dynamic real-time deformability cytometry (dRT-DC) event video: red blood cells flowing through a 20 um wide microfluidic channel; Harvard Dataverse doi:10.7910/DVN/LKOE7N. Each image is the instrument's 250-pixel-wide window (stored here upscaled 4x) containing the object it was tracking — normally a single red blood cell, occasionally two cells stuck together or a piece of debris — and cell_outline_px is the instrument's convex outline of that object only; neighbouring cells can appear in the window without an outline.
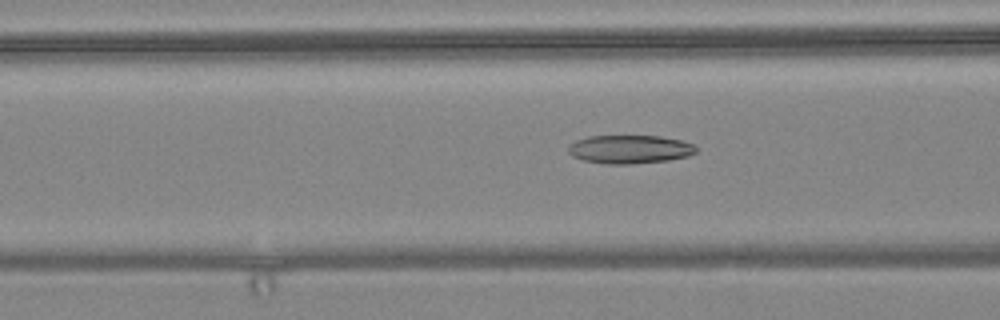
{"species": "common noctule bat (a hibernating species)", "species_latin": "Nyctalus noctula", "temperature_condition": "warm", "stored_images_in_passage": 57, "camera_frame_rate_fps": 3000, "um_per_image_px": 0.085, "animal": {"sex": "female", "body_mass_g": 24.6, "forearm_length_mm": 56.2}, "frame": {"image": 1, "passage_image": 22, "time_ms": 7.0, "image_size_px": [1000, 320], "cell_outline_px": [[696, 152], [688, 156], [668, 160], [632, 164], [604, 164], [584, 160], [572, 156], [568, 152], [568, 144], [576, 140], [588, 136], [660, 136], [680, 140], [692, 144], [696, 148]], "centroid_in_image_um": [53.49, 12.69], "position_along_channel_um": 113.1, "area_um2": 21.21}}
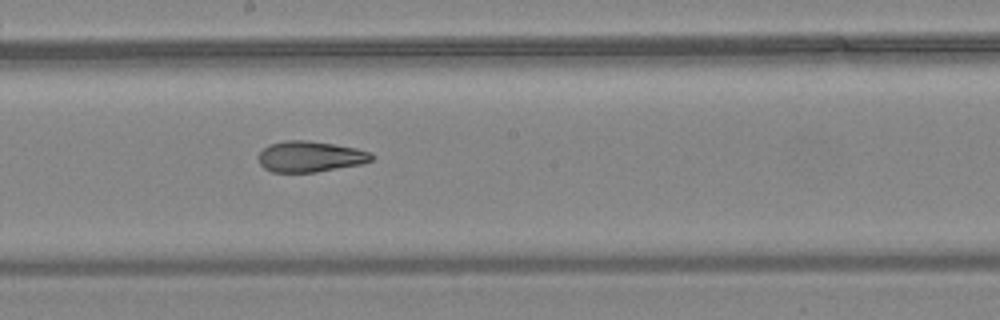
{"frame": {"image": 2, "passage_image": 31, "time_ms": 10.0, "image_size_px": [1000, 320], "cell_outline_px": [[376, 156], [372, 160], [364, 164], [316, 172], [272, 172], [264, 168], [260, 164], [260, 152], [268, 144], [284, 140], [308, 140], [356, 148], [372, 152]], "centroid_in_image_um": [26.41, 13.31], "position_along_channel_um": 221.8, "area_um2": 20.52}}
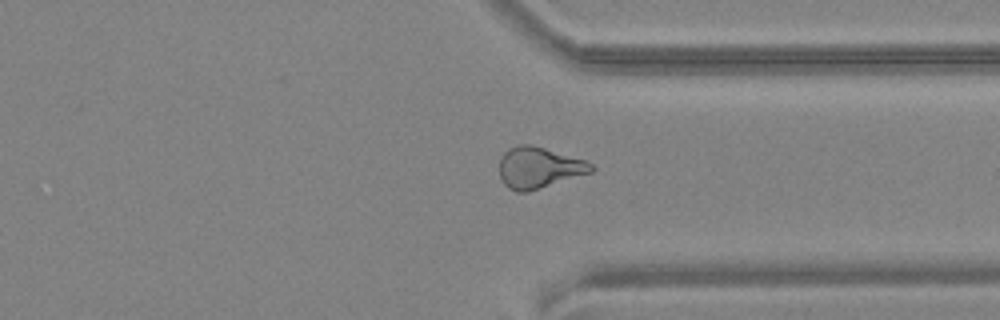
{"frame": {"image": 3, "passage_image": 43, "time_ms": 14.0, "image_size_px": [1000, 320], "cell_outline_px": [[596, 168], [592, 172], [528, 192], [516, 192], [508, 188], [504, 184], [500, 176], [500, 156], [508, 148], [516, 144], [532, 144], [588, 160]], "centroid_in_image_um": [45.82, 14.23], "position_along_channel_um": 365.6, "area_um2": 22.43}, "authors_computed_cell_mechanics": {"area_um2": 22.3686, "velocity_mm_per_s": 3.6169, "shape_relaxation_time_tau1_ms": null, "shape_relaxation_time_tau2_ms": 3.1927, "deformation_change_tau1": null, "deformation_change_tau2": 0.121}}